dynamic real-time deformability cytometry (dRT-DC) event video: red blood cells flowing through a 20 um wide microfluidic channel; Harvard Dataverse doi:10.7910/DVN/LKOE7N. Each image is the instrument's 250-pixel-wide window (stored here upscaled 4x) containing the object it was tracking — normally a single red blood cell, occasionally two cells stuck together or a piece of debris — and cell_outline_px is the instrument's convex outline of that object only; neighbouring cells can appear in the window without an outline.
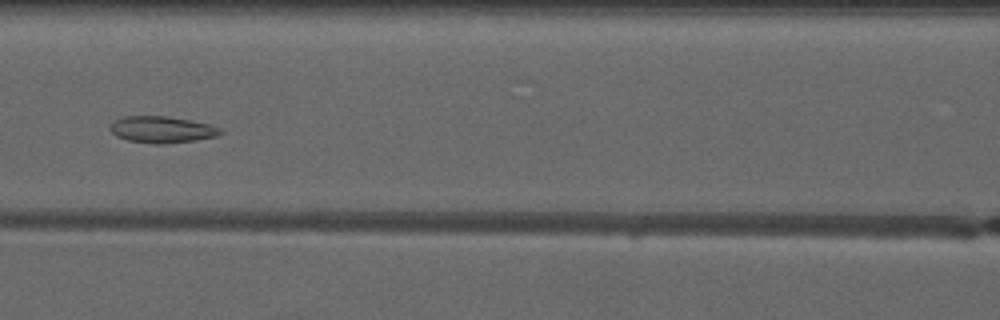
{"species": "common noctule bat (a hibernating species)", "species_latin": "Nyctalus noctula", "temperature_condition": "warm", "stored_images_in_passage": 6, "camera_frame_rate_fps": 3000, "um_per_image_px": 0.085, "animal": {"sex": "male", "forearm_length_mm": 52.5}, "frame": {"image": 1, "passage_image": 6, "time_ms": 6.0, "image_size_px": [1000, 320], "cell_outline_px": [[224, 132], [216, 136], [196, 140], [164, 144], [152, 144], [128, 140], [116, 136], [108, 128], [112, 120], [124, 116], [168, 116], [208, 124], [220, 128]], "centroid_in_image_um": [13.71, 11.01], "position_along_channel_um": 152.9, "area_um2": 17.17}}